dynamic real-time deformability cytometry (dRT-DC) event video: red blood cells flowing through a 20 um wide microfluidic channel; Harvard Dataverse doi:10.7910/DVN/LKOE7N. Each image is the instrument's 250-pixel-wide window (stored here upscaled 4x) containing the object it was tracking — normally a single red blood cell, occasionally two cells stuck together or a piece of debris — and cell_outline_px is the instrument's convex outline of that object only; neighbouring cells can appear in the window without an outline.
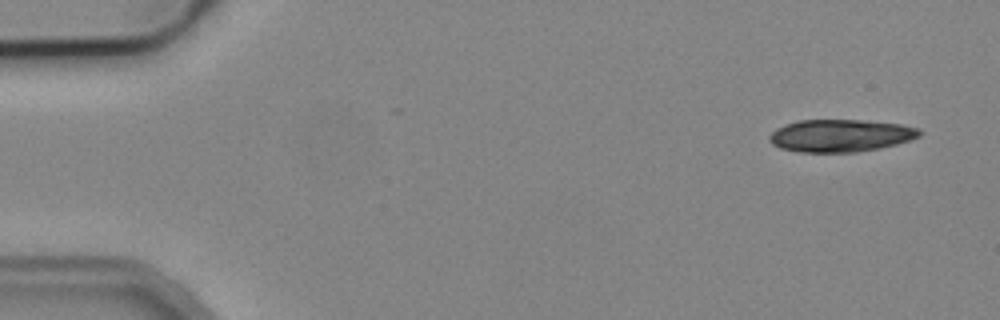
{"species": "common noctule bat (a hibernating species)", "species_latin": "Nyctalus noctula", "temperature_condition": "cold", "stored_images_in_passage": 2, "camera_frame_rate_fps": 3000, "um_per_image_px": 0.085, "animal": {"sex": "male", "body_mass_g": 19.2, "forearm_length_mm": 51.8}, "frame": {"image": 1, "passage_image": 2, "time_ms": 2.0, "image_size_px": [1000, 320], "cell_outline_px": [[924, 132], [920, 136], [896, 144], [880, 148], [856, 152], [800, 152], [780, 148], [772, 144], [768, 140], [768, 136], [776, 128], [800, 120], [860, 120], [900, 124], [920, 128]], "centroid_in_image_um": [71.45, 11.53], "position_along_channel_um": 13.6, "area_um2": 28.38}}